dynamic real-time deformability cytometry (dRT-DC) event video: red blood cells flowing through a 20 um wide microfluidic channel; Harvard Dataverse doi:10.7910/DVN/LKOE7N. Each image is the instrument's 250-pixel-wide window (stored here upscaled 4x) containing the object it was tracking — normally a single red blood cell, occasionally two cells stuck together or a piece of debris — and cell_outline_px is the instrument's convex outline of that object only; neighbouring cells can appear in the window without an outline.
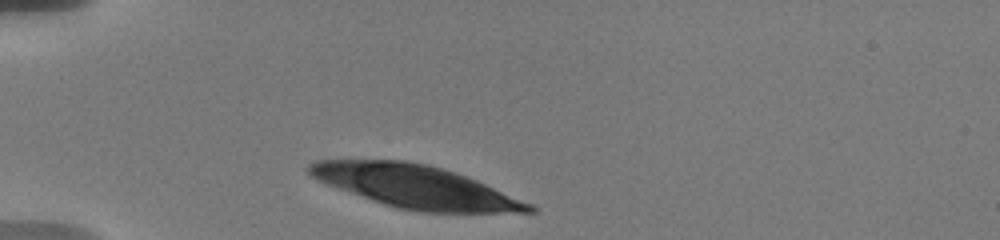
{"species": "human", "species_latin": "Homo sapiens", "temperature_condition": "warm", "stored_images_in_passage": 7, "camera_frame_rate_fps": 3000, "um_per_image_px": 0.085, "donor": {"sex": "male"}, "frame": {"image": 1, "passage_image": 1, "time_ms": 0.0, "image_size_px": [1000, 240], "cell_outline_px": [[536, 212], [420, 212], [400, 208], [384, 204], [328, 184], [312, 176], [304, 168], [308, 164], [316, 160], [404, 160], [428, 164], [456, 172], [476, 180], [532, 204], [536, 208]], "centroid_in_image_um": [35.32, 15.85], "position_along_channel_um": 49.7, "area_um2": 54.04}}
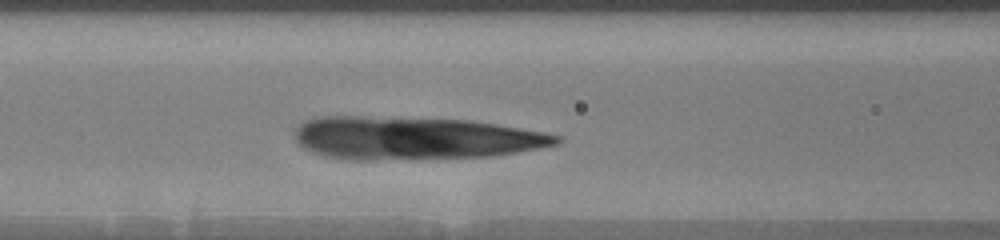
{"frame": {"image": 2, "passage_image": 5, "time_ms": 3.0, "image_size_px": [1000, 240], "cell_outline_px": [[560, 140], [556, 144], [516, 152], [492, 156], [368, 160], [356, 160], [324, 156], [312, 152], [304, 148], [296, 140], [292, 132], [304, 120], [312, 116], [360, 116], [468, 120], [496, 124], [540, 132], [560, 136]], "centroid_in_image_um": [35.1, 11.73], "position_along_channel_um": 131.5, "area_um2": 65.03}}
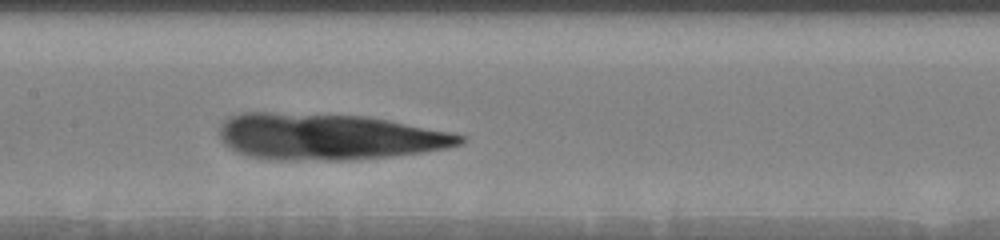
{"frame": {"image": 3, "passage_image": 7, "time_ms": 4.333, "image_size_px": [1000, 240], "cell_outline_px": [[464, 140], [460, 144], [448, 148], [392, 156], [352, 160], [272, 160], [248, 156], [236, 152], [224, 144], [220, 140], [220, 124], [228, 116], [240, 112], [268, 112], [368, 116], [448, 132], [464, 136]], "centroid_in_image_um": [27.83, 11.62], "position_along_channel_um": 179.6, "area_um2": 65.08}}